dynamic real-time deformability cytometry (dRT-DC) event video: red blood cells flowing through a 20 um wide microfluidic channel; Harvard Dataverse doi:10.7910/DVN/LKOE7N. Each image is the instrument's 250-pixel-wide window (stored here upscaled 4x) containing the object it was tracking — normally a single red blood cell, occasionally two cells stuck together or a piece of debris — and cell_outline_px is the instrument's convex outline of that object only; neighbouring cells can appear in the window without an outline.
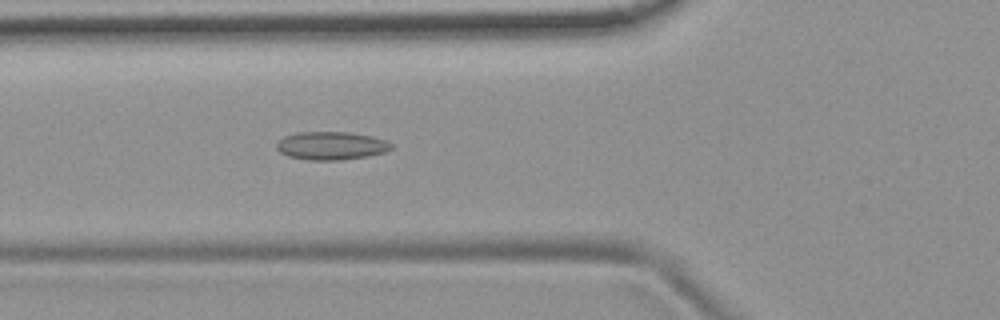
{"species": "common noctule bat (a hibernating species)", "species_latin": "Nyctalus noctula", "temperature_condition": "room temperature", "stored_images_in_passage": 54, "camera_frame_rate_fps": 3000, "um_per_image_px": 0.085, "animal": {"sex": "female", "body_mass_g": 19.9}, "frame": {"image": 1, "passage_image": 20, "time_ms": 6.333, "image_size_px": [1000, 320], "cell_outline_px": [[392, 148], [384, 152], [368, 156], [340, 160], [308, 160], [288, 156], [280, 152], [276, 148], [276, 144], [284, 136], [296, 132], [348, 132], [372, 136], [384, 140], [392, 144]], "centroid_in_image_um": [28.13, 12.38], "position_along_channel_um": 97.7, "area_um2": 18.79}}
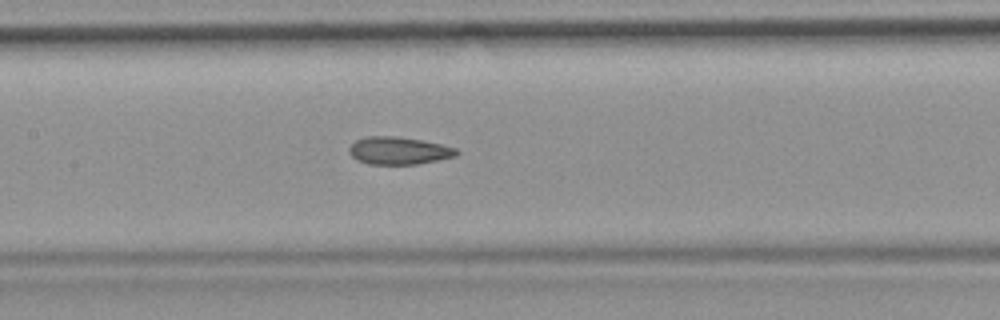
{"frame": {"image": 2, "passage_image": 26, "time_ms": 8.333, "image_size_px": [1000, 320], "cell_outline_px": [[460, 152], [456, 156], [416, 164], [368, 164], [356, 160], [348, 152], [348, 148], [356, 140], [368, 136], [396, 136], [420, 140], [440, 144], [456, 148]], "centroid_in_image_um": [33.86, 12.81], "position_along_channel_um": 173.5, "area_um2": 17.17}}
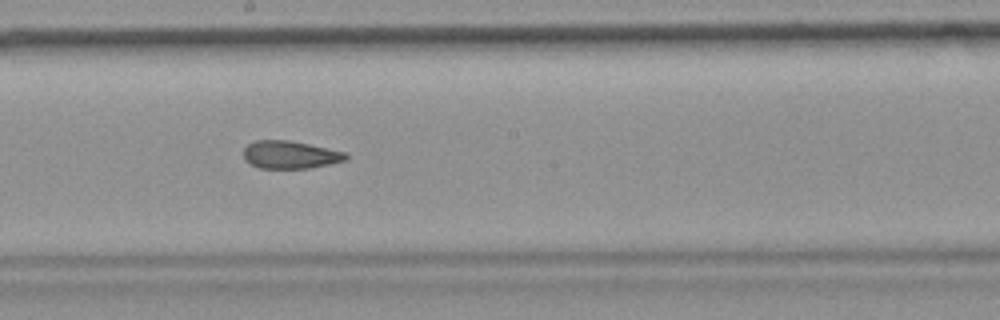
{"frame": {"image": 3, "passage_image": 30, "time_ms": 9.667, "image_size_px": [1000, 320], "cell_outline_px": [[348, 160], [308, 168], [260, 168], [244, 160], [244, 148], [248, 144], [256, 140], [288, 140], [348, 152]], "centroid_in_image_um": [24.68, 13.15], "position_along_channel_um": 223.5, "area_um2": 16.53}, "authors_computed_cell_mechanics": {"area_um2": 17.8313, "velocity_mm_per_s": 3.7881, "shape_relaxation_time_tau1_ms": null, "shape_relaxation_time_tau2_ms": 3.0899, "deformation_change_tau1": null, "deformation_change_tau2": 0.105}}